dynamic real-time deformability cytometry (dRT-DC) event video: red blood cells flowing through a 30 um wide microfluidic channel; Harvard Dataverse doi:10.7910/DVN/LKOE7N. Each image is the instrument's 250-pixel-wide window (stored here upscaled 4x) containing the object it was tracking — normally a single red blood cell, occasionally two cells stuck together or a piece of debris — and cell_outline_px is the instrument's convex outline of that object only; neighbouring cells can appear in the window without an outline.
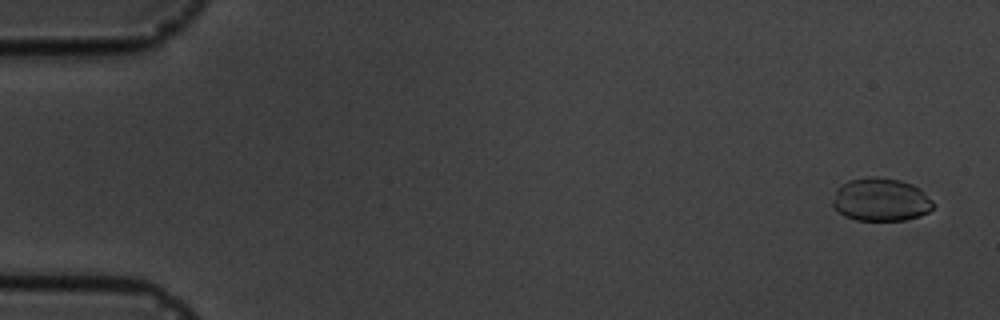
{"species": "common noctule bat (a hibernating species)", "species_latin": "Nyctalus noctula", "temperature_condition": "cold", "stored_images_in_passage": 5, "camera_frame_rate_fps": 3000, "um_per_image_px": 0.085, "animal": {"sex": "male", "body_mass_g": 19.5, "forearm_length_mm": 54.6}, "frame": {"image": 1, "passage_image": 1, "time_ms": 0.0, "image_size_px": [1000, 320], "cell_outline_px": [[936, 204], [928, 212], [920, 216], [904, 220], [856, 220], [844, 216], [832, 204], [832, 200], [836, 188], [840, 184], [848, 180], [868, 176], [872, 176], [900, 180], [912, 184], [920, 188]], "centroid_in_image_um": [74.86, 16.96], "position_along_channel_um": 10.1, "area_um2": 25.49}}